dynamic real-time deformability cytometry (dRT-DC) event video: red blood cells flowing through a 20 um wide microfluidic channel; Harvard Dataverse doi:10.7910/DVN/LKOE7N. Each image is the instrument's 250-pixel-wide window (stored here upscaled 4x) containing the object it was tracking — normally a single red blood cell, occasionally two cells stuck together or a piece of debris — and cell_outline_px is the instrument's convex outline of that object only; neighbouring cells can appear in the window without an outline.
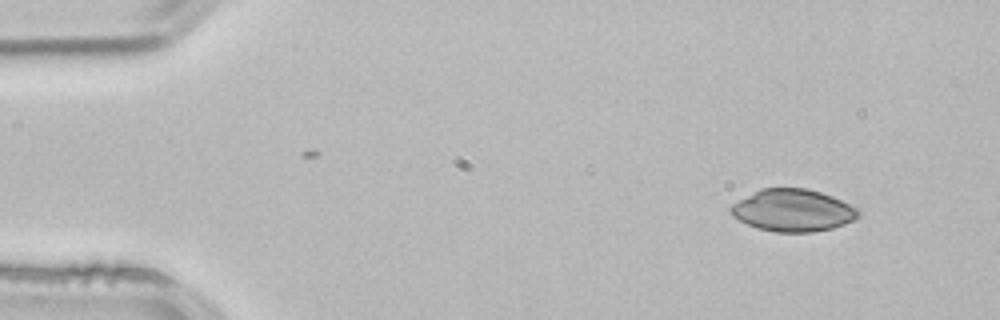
{"species": "common noctule bat (a hibernating species)", "species_latin": "Nyctalus noctula", "temperature_condition": "room temperature", "stored_images_in_passage": 3, "camera_frame_rate_fps": 3000, "um_per_image_px": 0.085, "animal": {"sex": "male", "body_mass_g": 21.5, "forearm_length_mm": 52.0}, "frame": {"image": 1, "passage_image": 1, "time_ms": 0.0, "image_size_px": [1000, 320], "cell_outline_px": [[860, 212], [852, 220], [844, 224], [832, 228], [812, 232], [776, 232], [756, 228], [732, 216], [728, 212], [728, 208], [732, 204], [760, 188], [808, 188], [832, 196], [860, 208]], "centroid_in_image_um": [67.37, 17.87], "position_along_channel_um": 17.6, "area_um2": 31.44}}